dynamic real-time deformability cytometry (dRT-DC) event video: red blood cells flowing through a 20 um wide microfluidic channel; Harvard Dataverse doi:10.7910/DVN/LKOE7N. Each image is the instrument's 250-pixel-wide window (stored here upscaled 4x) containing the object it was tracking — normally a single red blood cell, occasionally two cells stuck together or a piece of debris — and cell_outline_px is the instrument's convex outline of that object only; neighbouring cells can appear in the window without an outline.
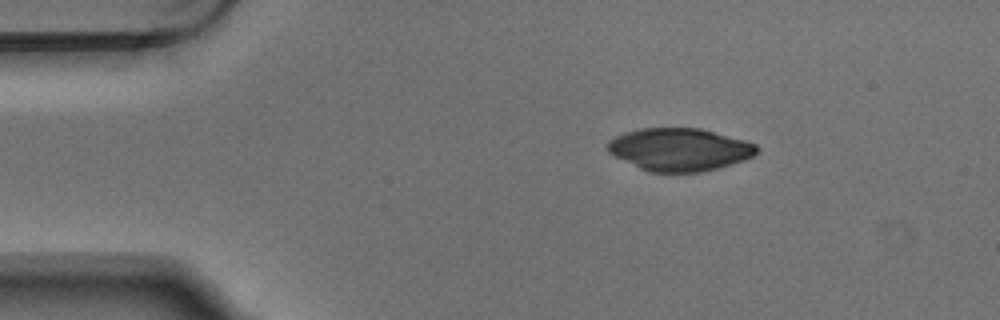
{"species": "Egyptian fruit bat (a non-hibernating species)", "species_latin": "Rousettus aegyptiacus", "temperature_condition": "warm", "stored_images_in_passage": 3, "camera_frame_rate_fps": 3000, "um_per_image_px": 0.085, "animal": {"sex": "male"}, "frame": {"image": 1, "passage_image": 1, "time_ms": 0.0, "image_size_px": [1000, 320], "cell_outline_px": [[760, 148], [752, 156], [744, 160], [732, 164], [700, 172], [648, 172], [608, 152], [608, 140], [624, 132], [640, 128], [700, 128], [744, 140], [756, 144]], "centroid_in_image_um": [57.76, 12.7], "position_along_channel_um": 27.2, "area_um2": 36.88}}